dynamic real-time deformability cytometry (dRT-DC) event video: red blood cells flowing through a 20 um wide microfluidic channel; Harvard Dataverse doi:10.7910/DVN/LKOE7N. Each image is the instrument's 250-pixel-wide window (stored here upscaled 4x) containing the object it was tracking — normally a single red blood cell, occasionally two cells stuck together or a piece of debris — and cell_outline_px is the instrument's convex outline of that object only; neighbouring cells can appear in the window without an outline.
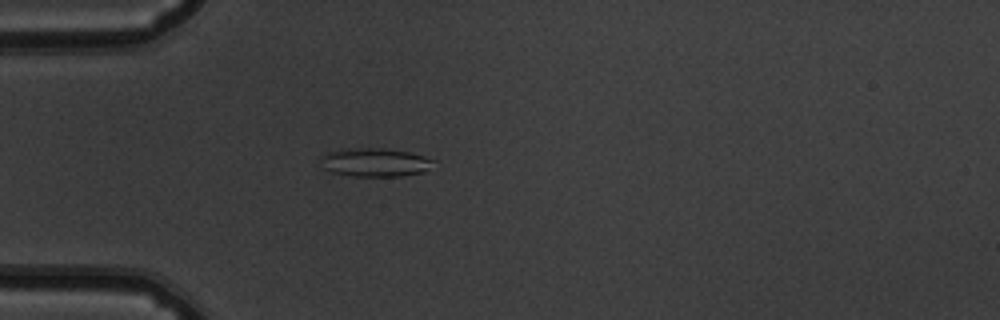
{"species": "common noctule bat (a hibernating species)", "species_latin": "Nyctalus noctula", "temperature_condition": "warm", "stored_images_in_passage": 53, "camera_frame_rate_fps": 3000, "um_per_image_px": 0.085, "animal": {"sex": "male", "body_mass_g": 19.5, "forearm_length_mm": 54.6}, "frame": {"image": 1, "passage_image": 16, "time_ms": 5.0, "image_size_px": [1000, 320], "cell_outline_px": [[436, 160], [424, 172], [400, 176], [356, 176], [332, 172], [324, 168], [320, 156], [324, 152], [360, 148], [376, 148], [408, 152], [424, 156]], "centroid_in_image_um": [31.87, 13.8], "position_along_channel_um": 53.1, "area_um2": 18.44}}
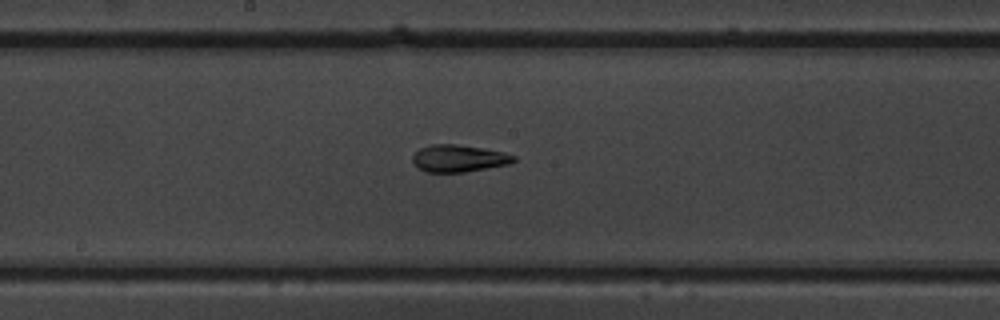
{"frame": {"image": 2, "passage_image": 29, "time_ms": 9.333, "image_size_px": [1000, 320], "cell_outline_px": [[516, 160], [512, 164], [464, 172], [428, 172], [420, 168], [412, 160], [412, 156], [420, 148], [432, 144], [456, 144], [504, 152], [516, 156]], "centroid_in_image_um": [39.04, 13.46], "position_along_channel_um": 209.2, "area_um2": 15.9}}
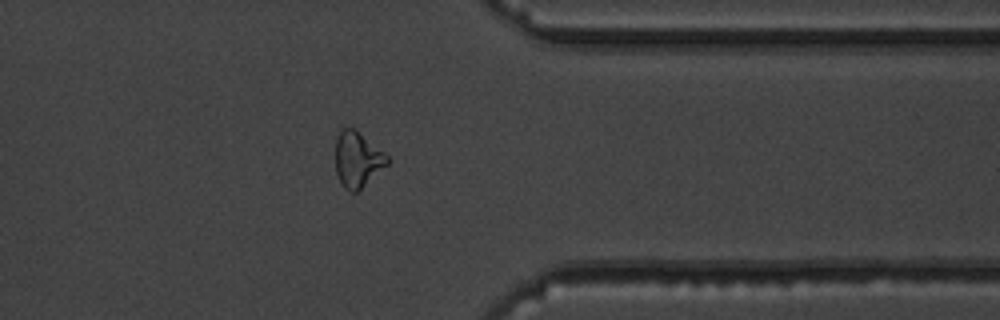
{"frame": {"image": 3, "passage_image": 43, "time_ms": 14.0, "image_size_px": [1000, 320], "cell_outline_px": [[388, 164], [356, 192], [348, 192], [340, 184], [336, 172], [336, 136], [344, 128], [352, 128], [384, 152], [388, 156]], "centroid_in_image_um": [30.36, 13.59], "position_along_channel_um": 381.0, "area_um2": 16.42}, "authors_computed_cell_mechanics": {"area_um2": 17.1088, "velocity_mm_per_s": 3.8424, "shape_relaxation_time_tau1_ms": null, "shape_relaxation_time_tau2_ms": 2.6652, "deformation_change_tau1": null, "deformation_change_tau2": 0.112}}